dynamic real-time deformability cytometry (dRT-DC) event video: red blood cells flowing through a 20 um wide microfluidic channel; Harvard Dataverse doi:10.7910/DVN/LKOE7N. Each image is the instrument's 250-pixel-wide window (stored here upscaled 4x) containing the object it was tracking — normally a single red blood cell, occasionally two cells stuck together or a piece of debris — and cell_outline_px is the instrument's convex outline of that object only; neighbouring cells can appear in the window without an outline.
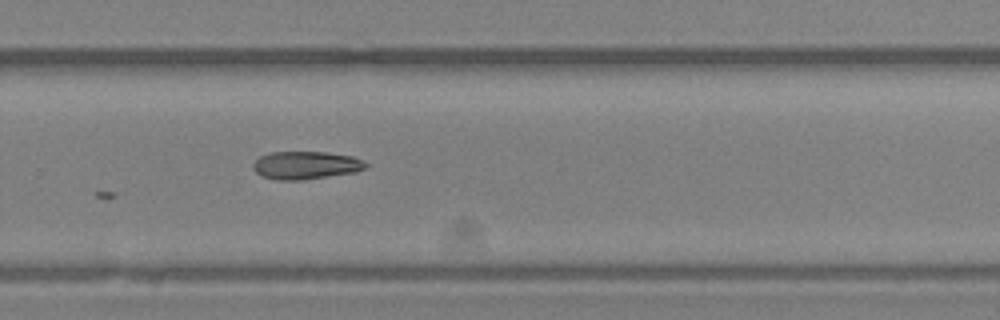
{"species": "Egyptian fruit bat (a non-hibernating species)", "species_latin": "Rousettus aegyptiacus", "temperature_condition": "room temperature", "stored_images_in_passage": 15, "camera_frame_rate_fps": 3000, "um_per_image_px": 0.085, "animal": {"sex": "female"}, "frame": {"image": 1, "passage_image": 15, "time_ms": 4.667, "image_size_px": [1000, 320], "cell_outline_px": [[368, 164], [364, 168], [356, 172], [304, 180], [276, 180], [260, 176], [252, 168], [252, 164], [260, 156], [272, 152], [324, 152], [352, 156], [364, 160]], "centroid_in_image_um": [25.98, 14.05], "position_along_channel_um": 303.8, "area_um2": 18.44}}